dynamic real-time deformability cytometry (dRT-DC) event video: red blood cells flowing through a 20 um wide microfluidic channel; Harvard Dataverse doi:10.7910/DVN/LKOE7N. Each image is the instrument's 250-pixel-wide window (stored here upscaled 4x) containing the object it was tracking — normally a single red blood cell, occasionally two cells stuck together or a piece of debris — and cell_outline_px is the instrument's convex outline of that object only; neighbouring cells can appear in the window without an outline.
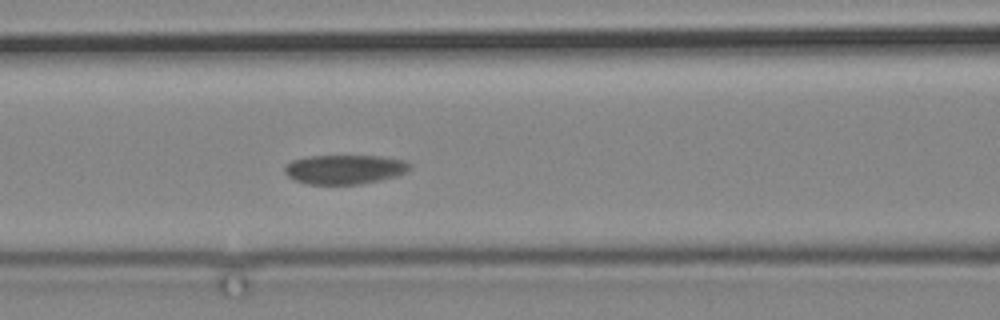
{"species": "common noctule bat (a hibernating species)", "species_latin": "Nyctalus noctula", "temperature_condition": "cold", "stored_images_in_passage": 3, "camera_frame_rate_fps": 3000, "um_per_image_px": 0.085, "animal": {"sex": "male", "body_mass_g": 19.2, "forearm_length_mm": 51.8}, "frame": {"image": 1, "passage_image": 3, "time_ms": 2.333, "image_size_px": [1000, 320], "cell_outline_px": [[412, 168], [396, 176], [360, 184], [308, 184], [296, 180], [288, 176], [284, 172], [284, 164], [292, 160], [308, 156], [380, 156], [404, 160], [412, 164]], "centroid_in_image_um": [29.28, 14.39], "position_along_channel_um": 137.3, "area_um2": 21.39}}